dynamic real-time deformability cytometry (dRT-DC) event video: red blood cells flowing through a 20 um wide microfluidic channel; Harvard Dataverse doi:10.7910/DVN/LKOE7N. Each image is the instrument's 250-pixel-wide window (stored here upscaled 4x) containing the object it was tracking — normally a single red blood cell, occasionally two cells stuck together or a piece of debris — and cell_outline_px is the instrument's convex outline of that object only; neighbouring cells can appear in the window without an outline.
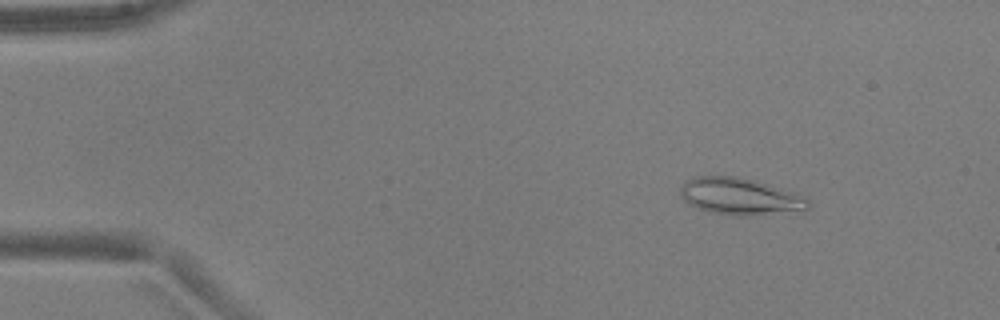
{"species": "common noctule bat (a hibernating species)", "species_latin": "Nyctalus noctula", "temperature_condition": "warm", "stored_images_in_passage": 10, "camera_frame_rate_fps": 3000, "um_per_image_px": 0.085, "animal": {"sex": "male", "body_mass_g": 17.9, "forearm_length_mm": 54.2}, "frame": {"image": 1, "passage_image": 7, "time_ms": 2.0, "image_size_px": [1000, 320], "cell_outline_px": [[812, 204], [808, 208], [748, 216], [732, 216], [708, 212], [696, 208], [688, 204], [680, 196], [680, 188], [688, 180], [696, 176], [736, 176], [752, 180], [792, 192], [808, 200]], "centroid_in_image_um": [62.8, 16.7], "position_along_channel_um": 22.2, "area_um2": 26.99}}